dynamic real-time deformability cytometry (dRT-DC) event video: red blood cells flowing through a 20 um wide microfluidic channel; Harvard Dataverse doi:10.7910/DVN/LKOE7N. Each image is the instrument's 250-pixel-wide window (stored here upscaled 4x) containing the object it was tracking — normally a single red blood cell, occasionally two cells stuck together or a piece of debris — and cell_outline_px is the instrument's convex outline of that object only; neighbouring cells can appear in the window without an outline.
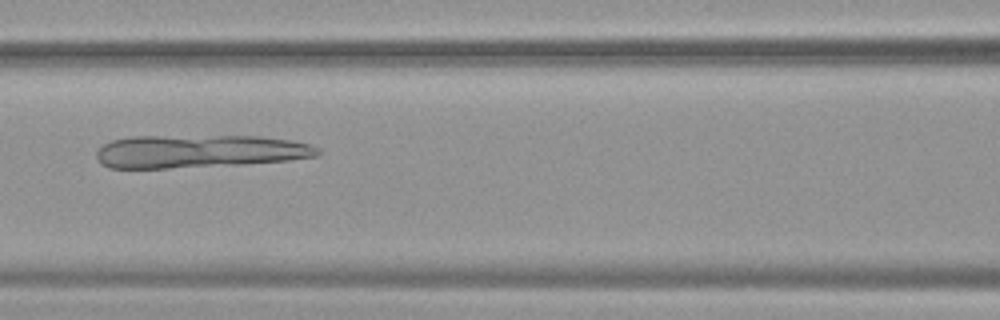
{"species": "common noctule bat (a hibernating species)", "species_latin": "Nyctalus noctula", "temperature_condition": "warm", "stored_images_in_passage": 50, "camera_frame_rate_fps": 3000, "um_per_image_px": 0.085, "animal": {"sex": "female", "body_mass_g": 19.9}, "frame": {"image": 1, "passage_image": 21, "time_ms": 6.667, "image_size_px": [1000, 320], "cell_outline_px": [[320, 156], [288, 160], [244, 164], [168, 168], [108, 168], [100, 164], [96, 156], [96, 152], [104, 144], [112, 140], [132, 136], [260, 136], [288, 140], [312, 144], [320, 148]], "centroid_in_image_um": [16.95, 12.86], "position_along_channel_um": 149.6, "area_um2": 42.77}}
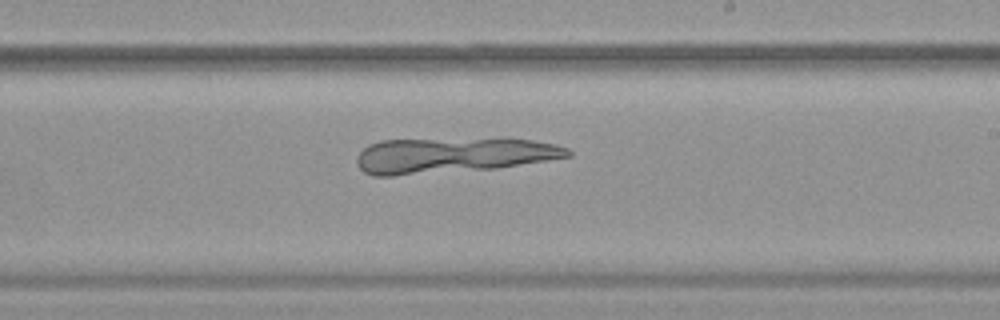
{"frame": {"image": 2, "passage_image": 29, "time_ms": 9.333, "image_size_px": [1000, 320], "cell_outline_px": [[572, 156], [496, 168], [392, 176], [372, 176], [364, 172], [360, 168], [356, 160], [356, 156], [368, 144], [380, 140], [504, 136], [532, 140], [556, 144], [568, 148], [572, 152]], "centroid_in_image_um": [38.5, 13.15], "position_along_channel_um": 250.5, "area_um2": 44.85}}
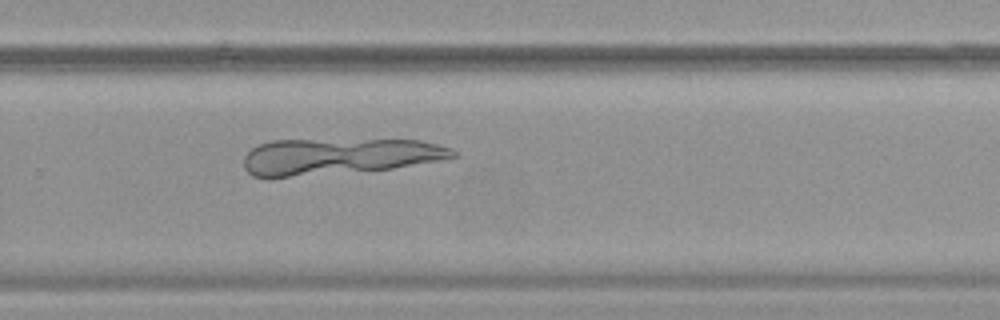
{"frame": {"image": 3, "passage_image": 33, "time_ms": 10.667, "image_size_px": [1000, 320], "cell_outline_px": [[456, 156], [440, 160], [392, 168], [268, 180], [252, 176], [244, 168], [244, 156], [252, 148], [260, 144], [272, 140], [420, 140], [452, 148], [456, 152]], "centroid_in_image_um": [28.69, 13.32], "position_along_channel_um": 301.1, "area_um2": 44.68}}